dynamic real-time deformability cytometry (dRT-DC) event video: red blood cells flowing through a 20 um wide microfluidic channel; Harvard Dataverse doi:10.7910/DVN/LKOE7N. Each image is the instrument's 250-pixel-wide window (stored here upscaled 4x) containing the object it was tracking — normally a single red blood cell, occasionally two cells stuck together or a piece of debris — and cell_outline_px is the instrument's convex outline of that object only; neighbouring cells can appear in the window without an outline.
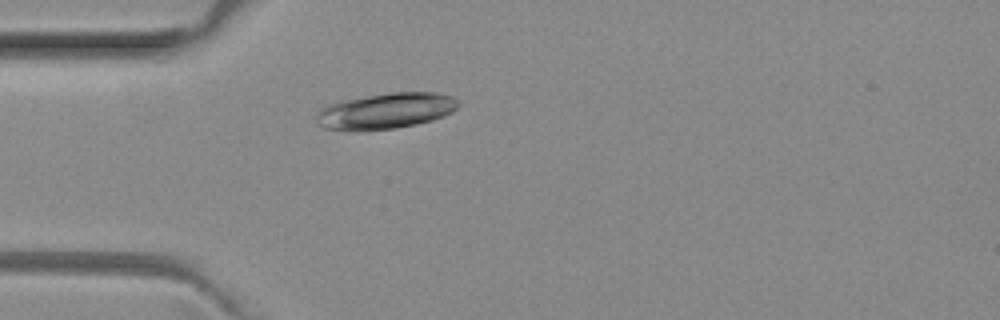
{"species": "common noctule bat (a hibernating species)", "species_latin": "Nyctalus noctula", "temperature_condition": "room temperature", "stored_images_in_passage": 1, "camera_frame_rate_fps": 3000, "um_per_image_px": 0.085, "animal": {"sex": "female", "body_mass_g": 29.2, "forearm_length_mm": 56.3}, "frame": {"image": 1, "passage_image": 1, "time_ms": 0.0, "image_size_px": [1000, 320], "cell_outline_px": [[460, 104], [452, 112], [444, 116], [432, 120], [416, 124], [396, 128], [324, 128], [316, 124], [316, 112], [320, 108], [328, 104], [340, 100], [392, 92], [436, 92], [452, 96]], "centroid_in_image_um": [32.81, 9.38], "position_along_channel_um": 52.2, "area_um2": 29.13}}